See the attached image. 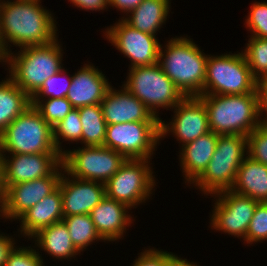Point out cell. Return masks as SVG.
Returning <instances> with one entry per match:
<instances>
[{
	"label": "cell",
	"instance_id": "obj_7",
	"mask_svg": "<svg viewBox=\"0 0 267 266\" xmlns=\"http://www.w3.org/2000/svg\"><path fill=\"white\" fill-rule=\"evenodd\" d=\"M253 77L243 53L208 56L204 95H239L257 93Z\"/></svg>",
	"mask_w": 267,
	"mask_h": 266
},
{
	"label": "cell",
	"instance_id": "obj_44",
	"mask_svg": "<svg viewBox=\"0 0 267 266\" xmlns=\"http://www.w3.org/2000/svg\"><path fill=\"white\" fill-rule=\"evenodd\" d=\"M6 55L0 43V62H6Z\"/></svg>",
	"mask_w": 267,
	"mask_h": 266
},
{
	"label": "cell",
	"instance_id": "obj_31",
	"mask_svg": "<svg viewBox=\"0 0 267 266\" xmlns=\"http://www.w3.org/2000/svg\"><path fill=\"white\" fill-rule=\"evenodd\" d=\"M31 105L40 112L42 118L52 128L74 109L66 97L58 99L31 100Z\"/></svg>",
	"mask_w": 267,
	"mask_h": 266
},
{
	"label": "cell",
	"instance_id": "obj_13",
	"mask_svg": "<svg viewBox=\"0 0 267 266\" xmlns=\"http://www.w3.org/2000/svg\"><path fill=\"white\" fill-rule=\"evenodd\" d=\"M105 30L108 41L130 58V68L151 66L158 63L160 43L156 39V35L133 28L123 18Z\"/></svg>",
	"mask_w": 267,
	"mask_h": 266
},
{
	"label": "cell",
	"instance_id": "obj_17",
	"mask_svg": "<svg viewBox=\"0 0 267 266\" xmlns=\"http://www.w3.org/2000/svg\"><path fill=\"white\" fill-rule=\"evenodd\" d=\"M63 172L58 184L62 193L63 216L90 214L92 209L106 196L105 184L74 178L68 173L66 177L65 170Z\"/></svg>",
	"mask_w": 267,
	"mask_h": 266
},
{
	"label": "cell",
	"instance_id": "obj_9",
	"mask_svg": "<svg viewBox=\"0 0 267 266\" xmlns=\"http://www.w3.org/2000/svg\"><path fill=\"white\" fill-rule=\"evenodd\" d=\"M127 159L119 152L104 146H83L73 151L63 150L65 173L81 180L105 184Z\"/></svg>",
	"mask_w": 267,
	"mask_h": 266
},
{
	"label": "cell",
	"instance_id": "obj_20",
	"mask_svg": "<svg viewBox=\"0 0 267 266\" xmlns=\"http://www.w3.org/2000/svg\"><path fill=\"white\" fill-rule=\"evenodd\" d=\"M130 208L105 196L90 212V217L100 237L105 241L121 239L126 227L132 223Z\"/></svg>",
	"mask_w": 267,
	"mask_h": 266
},
{
	"label": "cell",
	"instance_id": "obj_19",
	"mask_svg": "<svg viewBox=\"0 0 267 266\" xmlns=\"http://www.w3.org/2000/svg\"><path fill=\"white\" fill-rule=\"evenodd\" d=\"M85 65L72 76L71 86L66 95L75 109L100 104L111 86L98 68L91 64Z\"/></svg>",
	"mask_w": 267,
	"mask_h": 266
},
{
	"label": "cell",
	"instance_id": "obj_8",
	"mask_svg": "<svg viewBox=\"0 0 267 266\" xmlns=\"http://www.w3.org/2000/svg\"><path fill=\"white\" fill-rule=\"evenodd\" d=\"M129 69L128 79L123 86L139 99L154 116L158 117L157 108L173 109L185 98L158 63Z\"/></svg>",
	"mask_w": 267,
	"mask_h": 266
},
{
	"label": "cell",
	"instance_id": "obj_29",
	"mask_svg": "<svg viewBox=\"0 0 267 266\" xmlns=\"http://www.w3.org/2000/svg\"><path fill=\"white\" fill-rule=\"evenodd\" d=\"M242 51L253 77L258 81L267 77V39L250 36Z\"/></svg>",
	"mask_w": 267,
	"mask_h": 266
},
{
	"label": "cell",
	"instance_id": "obj_16",
	"mask_svg": "<svg viewBox=\"0 0 267 266\" xmlns=\"http://www.w3.org/2000/svg\"><path fill=\"white\" fill-rule=\"evenodd\" d=\"M2 157L4 190L11 185L49 176L61 163V154H12Z\"/></svg>",
	"mask_w": 267,
	"mask_h": 266
},
{
	"label": "cell",
	"instance_id": "obj_3",
	"mask_svg": "<svg viewBox=\"0 0 267 266\" xmlns=\"http://www.w3.org/2000/svg\"><path fill=\"white\" fill-rule=\"evenodd\" d=\"M198 98L206 107L210 131L216 134L248 136L259 126L257 93Z\"/></svg>",
	"mask_w": 267,
	"mask_h": 266
},
{
	"label": "cell",
	"instance_id": "obj_39",
	"mask_svg": "<svg viewBox=\"0 0 267 266\" xmlns=\"http://www.w3.org/2000/svg\"><path fill=\"white\" fill-rule=\"evenodd\" d=\"M75 7L82 10L100 11L109 5V0H69Z\"/></svg>",
	"mask_w": 267,
	"mask_h": 266
},
{
	"label": "cell",
	"instance_id": "obj_33",
	"mask_svg": "<svg viewBox=\"0 0 267 266\" xmlns=\"http://www.w3.org/2000/svg\"><path fill=\"white\" fill-rule=\"evenodd\" d=\"M267 240V202H259L249 223L244 241L247 244Z\"/></svg>",
	"mask_w": 267,
	"mask_h": 266
},
{
	"label": "cell",
	"instance_id": "obj_38",
	"mask_svg": "<svg viewBox=\"0 0 267 266\" xmlns=\"http://www.w3.org/2000/svg\"><path fill=\"white\" fill-rule=\"evenodd\" d=\"M258 95V108H259V118L262 116L263 112H266V118L259 119V124L267 125V77L262 78L257 81V89Z\"/></svg>",
	"mask_w": 267,
	"mask_h": 266
},
{
	"label": "cell",
	"instance_id": "obj_22",
	"mask_svg": "<svg viewBox=\"0 0 267 266\" xmlns=\"http://www.w3.org/2000/svg\"><path fill=\"white\" fill-rule=\"evenodd\" d=\"M219 134L212 131L182 145L180 153L182 172L186 182L192 183L204 172L215 152Z\"/></svg>",
	"mask_w": 267,
	"mask_h": 266
},
{
	"label": "cell",
	"instance_id": "obj_5",
	"mask_svg": "<svg viewBox=\"0 0 267 266\" xmlns=\"http://www.w3.org/2000/svg\"><path fill=\"white\" fill-rule=\"evenodd\" d=\"M60 154L53 140V128L34 107H28L0 134V154Z\"/></svg>",
	"mask_w": 267,
	"mask_h": 266
},
{
	"label": "cell",
	"instance_id": "obj_34",
	"mask_svg": "<svg viewBox=\"0 0 267 266\" xmlns=\"http://www.w3.org/2000/svg\"><path fill=\"white\" fill-rule=\"evenodd\" d=\"M247 154L267 166V125L259 124L247 136Z\"/></svg>",
	"mask_w": 267,
	"mask_h": 266
},
{
	"label": "cell",
	"instance_id": "obj_21",
	"mask_svg": "<svg viewBox=\"0 0 267 266\" xmlns=\"http://www.w3.org/2000/svg\"><path fill=\"white\" fill-rule=\"evenodd\" d=\"M63 217L62 193L57 187L19 218L20 232L32 238L40 229L62 221Z\"/></svg>",
	"mask_w": 267,
	"mask_h": 266
},
{
	"label": "cell",
	"instance_id": "obj_14",
	"mask_svg": "<svg viewBox=\"0 0 267 266\" xmlns=\"http://www.w3.org/2000/svg\"><path fill=\"white\" fill-rule=\"evenodd\" d=\"M62 170L64 167L61 163L47 177L14 184L6 188L1 202L0 216L6 219H19L26 211L58 187Z\"/></svg>",
	"mask_w": 267,
	"mask_h": 266
},
{
	"label": "cell",
	"instance_id": "obj_10",
	"mask_svg": "<svg viewBox=\"0 0 267 266\" xmlns=\"http://www.w3.org/2000/svg\"><path fill=\"white\" fill-rule=\"evenodd\" d=\"M149 159L126 160L120 169L105 183L108 198L132 207L145 202L155 184Z\"/></svg>",
	"mask_w": 267,
	"mask_h": 266
},
{
	"label": "cell",
	"instance_id": "obj_26",
	"mask_svg": "<svg viewBox=\"0 0 267 266\" xmlns=\"http://www.w3.org/2000/svg\"><path fill=\"white\" fill-rule=\"evenodd\" d=\"M31 98L8 77L0 82V134L28 107Z\"/></svg>",
	"mask_w": 267,
	"mask_h": 266
},
{
	"label": "cell",
	"instance_id": "obj_23",
	"mask_svg": "<svg viewBox=\"0 0 267 266\" xmlns=\"http://www.w3.org/2000/svg\"><path fill=\"white\" fill-rule=\"evenodd\" d=\"M230 190L258 202H267V166L246 156Z\"/></svg>",
	"mask_w": 267,
	"mask_h": 266
},
{
	"label": "cell",
	"instance_id": "obj_37",
	"mask_svg": "<svg viewBox=\"0 0 267 266\" xmlns=\"http://www.w3.org/2000/svg\"><path fill=\"white\" fill-rule=\"evenodd\" d=\"M176 257L172 252L156 249H146L134 261L133 266H170L171 261Z\"/></svg>",
	"mask_w": 267,
	"mask_h": 266
},
{
	"label": "cell",
	"instance_id": "obj_25",
	"mask_svg": "<svg viewBox=\"0 0 267 266\" xmlns=\"http://www.w3.org/2000/svg\"><path fill=\"white\" fill-rule=\"evenodd\" d=\"M169 0H143L134 10L129 12L123 20L133 28L155 35L165 23L170 10Z\"/></svg>",
	"mask_w": 267,
	"mask_h": 266
},
{
	"label": "cell",
	"instance_id": "obj_24",
	"mask_svg": "<svg viewBox=\"0 0 267 266\" xmlns=\"http://www.w3.org/2000/svg\"><path fill=\"white\" fill-rule=\"evenodd\" d=\"M32 238L36 239L35 244L40 249L57 259H69L80 253L73 245L63 220L40 229Z\"/></svg>",
	"mask_w": 267,
	"mask_h": 266
},
{
	"label": "cell",
	"instance_id": "obj_12",
	"mask_svg": "<svg viewBox=\"0 0 267 266\" xmlns=\"http://www.w3.org/2000/svg\"><path fill=\"white\" fill-rule=\"evenodd\" d=\"M214 196L218 198L212 211V229L242 237L244 240L249 223L259 202L232 190L221 191L214 194Z\"/></svg>",
	"mask_w": 267,
	"mask_h": 266
},
{
	"label": "cell",
	"instance_id": "obj_4",
	"mask_svg": "<svg viewBox=\"0 0 267 266\" xmlns=\"http://www.w3.org/2000/svg\"><path fill=\"white\" fill-rule=\"evenodd\" d=\"M62 51L58 39L47 45L21 48L17 55L11 51L5 62L10 67L9 77L31 98L47 78L63 69Z\"/></svg>",
	"mask_w": 267,
	"mask_h": 266
},
{
	"label": "cell",
	"instance_id": "obj_18",
	"mask_svg": "<svg viewBox=\"0 0 267 266\" xmlns=\"http://www.w3.org/2000/svg\"><path fill=\"white\" fill-rule=\"evenodd\" d=\"M100 104L107 125L129 122H160V118L154 116L124 86L121 90H115L110 86Z\"/></svg>",
	"mask_w": 267,
	"mask_h": 266
},
{
	"label": "cell",
	"instance_id": "obj_1",
	"mask_svg": "<svg viewBox=\"0 0 267 266\" xmlns=\"http://www.w3.org/2000/svg\"><path fill=\"white\" fill-rule=\"evenodd\" d=\"M39 2L0 0V43L6 54L11 52L9 42L21 49L47 45L57 39L56 21Z\"/></svg>",
	"mask_w": 267,
	"mask_h": 266
},
{
	"label": "cell",
	"instance_id": "obj_6",
	"mask_svg": "<svg viewBox=\"0 0 267 266\" xmlns=\"http://www.w3.org/2000/svg\"><path fill=\"white\" fill-rule=\"evenodd\" d=\"M246 148L247 136L219 135L212 159L194 185L207 195L230 190L238 168L248 155Z\"/></svg>",
	"mask_w": 267,
	"mask_h": 266
},
{
	"label": "cell",
	"instance_id": "obj_35",
	"mask_svg": "<svg viewBox=\"0 0 267 266\" xmlns=\"http://www.w3.org/2000/svg\"><path fill=\"white\" fill-rule=\"evenodd\" d=\"M247 28L252 37L267 39V3L255 2L252 4L249 16L245 19Z\"/></svg>",
	"mask_w": 267,
	"mask_h": 266
},
{
	"label": "cell",
	"instance_id": "obj_42",
	"mask_svg": "<svg viewBox=\"0 0 267 266\" xmlns=\"http://www.w3.org/2000/svg\"><path fill=\"white\" fill-rule=\"evenodd\" d=\"M170 266H198L193 262H188L187 259H182L176 256L172 261Z\"/></svg>",
	"mask_w": 267,
	"mask_h": 266
},
{
	"label": "cell",
	"instance_id": "obj_43",
	"mask_svg": "<svg viewBox=\"0 0 267 266\" xmlns=\"http://www.w3.org/2000/svg\"><path fill=\"white\" fill-rule=\"evenodd\" d=\"M4 196V188H3V173H2V157L0 154V202H2Z\"/></svg>",
	"mask_w": 267,
	"mask_h": 266
},
{
	"label": "cell",
	"instance_id": "obj_32",
	"mask_svg": "<svg viewBox=\"0 0 267 266\" xmlns=\"http://www.w3.org/2000/svg\"><path fill=\"white\" fill-rule=\"evenodd\" d=\"M64 72H66V70L61 69L58 73L47 78L44 81L42 87L31 97V100H40V99L42 100V98L44 97H47V99L51 98L58 99L66 97L69 87L71 86L72 76L68 77L63 84L61 82V80L63 79L61 78H63L62 75L66 76ZM60 82L61 85L59 84Z\"/></svg>",
	"mask_w": 267,
	"mask_h": 266
},
{
	"label": "cell",
	"instance_id": "obj_15",
	"mask_svg": "<svg viewBox=\"0 0 267 266\" xmlns=\"http://www.w3.org/2000/svg\"><path fill=\"white\" fill-rule=\"evenodd\" d=\"M174 110L172 121L166 124L160 119V138L173 132L182 145L210 132L204 103L198 97H185ZM170 125V126H169Z\"/></svg>",
	"mask_w": 267,
	"mask_h": 266
},
{
	"label": "cell",
	"instance_id": "obj_2",
	"mask_svg": "<svg viewBox=\"0 0 267 266\" xmlns=\"http://www.w3.org/2000/svg\"><path fill=\"white\" fill-rule=\"evenodd\" d=\"M163 51L159 48L158 64L185 97L204 95V80L209 55L191 39L171 38Z\"/></svg>",
	"mask_w": 267,
	"mask_h": 266
},
{
	"label": "cell",
	"instance_id": "obj_30",
	"mask_svg": "<svg viewBox=\"0 0 267 266\" xmlns=\"http://www.w3.org/2000/svg\"><path fill=\"white\" fill-rule=\"evenodd\" d=\"M82 123L78 109H73L62 121L53 127V140L56 150L63 155L59 139L65 141H80L82 143Z\"/></svg>",
	"mask_w": 267,
	"mask_h": 266
},
{
	"label": "cell",
	"instance_id": "obj_28",
	"mask_svg": "<svg viewBox=\"0 0 267 266\" xmlns=\"http://www.w3.org/2000/svg\"><path fill=\"white\" fill-rule=\"evenodd\" d=\"M63 221L68 228L73 245L79 252L84 251L83 249L93 241L103 240L89 214L66 216L63 217Z\"/></svg>",
	"mask_w": 267,
	"mask_h": 266
},
{
	"label": "cell",
	"instance_id": "obj_27",
	"mask_svg": "<svg viewBox=\"0 0 267 266\" xmlns=\"http://www.w3.org/2000/svg\"><path fill=\"white\" fill-rule=\"evenodd\" d=\"M82 123V142L85 146H104L106 121L101 104L77 108Z\"/></svg>",
	"mask_w": 267,
	"mask_h": 266
},
{
	"label": "cell",
	"instance_id": "obj_41",
	"mask_svg": "<svg viewBox=\"0 0 267 266\" xmlns=\"http://www.w3.org/2000/svg\"><path fill=\"white\" fill-rule=\"evenodd\" d=\"M142 2L143 0H109L108 6H112L113 8L115 7L125 13L127 12V15L129 14V12L138 7Z\"/></svg>",
	"mask_w": 267,
	"mask_h": 266
},
{
	"label": "cell",
	"instance_id": "obj_11",
	"mask_svg": "<svg viewBox=\"0 0 267 266\" xmlns=\"http://www.w3.org/2000/svg\"><path fill=\"white\" fill-rule=\"evenodd\" d=\"M160 122H129L106 126L104 147L127 160L149 159L160 140Z\"/></svg>",
	"mask_w": 267,
	"mask_h": 266
},
{
	"label": "cell",
	"instance_id": "obj_36",
	"mask_svg": "<svg viewBox=\"0 0 267 266\" xmlns=\"http://www.w3.org/2000/svg\"><path fill=\"white\" fill-rule=\"evenodd\" d=\"M16 248H13L4 266H44L41 255L35 249Z\"/></svg>",
	"mask_w": 267,
	"mask_h": 266
},
{
	"label": "cell",
	"instance_id": "obj_40",
	"mask_svg": "<svg viewBox=\"0 0 267 266\" xmlns=\"http://www.w3.org/2000/svg\"><path fill=\"white\" fill-rule=\"evenodd\" d=\"M13 238L0 234V266H4L14 246Z\"/></svg>",
	"mask_w": 267,
	"mask_h": 266
}]
</instances>
